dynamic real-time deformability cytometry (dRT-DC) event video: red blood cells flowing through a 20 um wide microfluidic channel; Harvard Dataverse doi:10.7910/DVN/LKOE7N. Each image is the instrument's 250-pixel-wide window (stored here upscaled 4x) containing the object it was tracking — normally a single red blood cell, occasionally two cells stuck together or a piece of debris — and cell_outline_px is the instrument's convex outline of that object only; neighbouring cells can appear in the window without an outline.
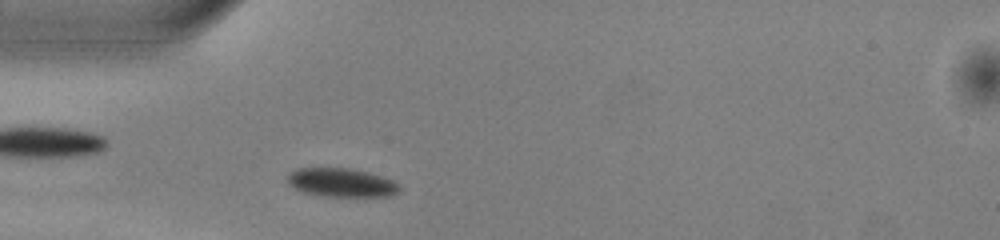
{"species": "common noctule bat (a hibernating species)", "species_latin": "Nyctalus noctula", "temperature_condition": "warm", "stored_images_in_passage": 40, "camera_frame_rate_fps": 3000, "um_per_image_px": 0.085, "animal": {"sex": "male", "body_mass_g": 13.0, "forearm_length_mm": 53.1}, "frame": {"image": 1, "passage_image": 4, "time_ms": 1.0, "image_size_px": [1000, 240], "cell_outline_px": [[400, 188], [392, 196], [324, 196], [300, 192], [288, 184], [288, 172], [296, 168], [348, 168], [368, 172], [392, 180], [400, 184]], "centroid_in_image_um": [28.98, 15.52], "position_along_channel_um": 56.0, "area_um2": 18.79}}
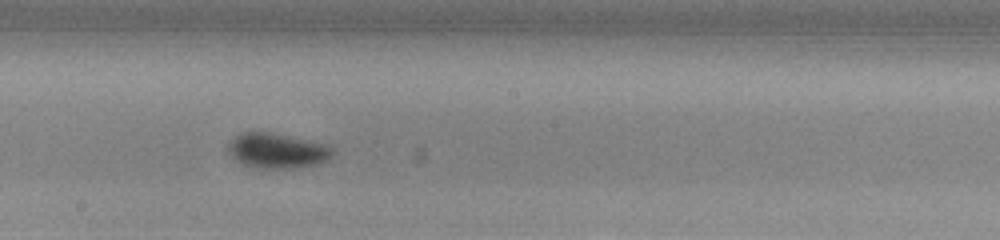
{"frame": {"image": 2, "passage_image": 17, "time_ms": 5.333, "image_size_px": [1000, 240], "cell_outline_px": [[332, 156], [328, 160], [316, 164], [292, 168], [252, 168], [240, 164], [228, 152], [228, 144], [236, 136], [244, 132], [268, 132], [328, 144], [332, 148]], "centroid_in_image_um": [23.54, 12.82], "position_along_channel_um": 224.7, "area_um2": 21.27}}
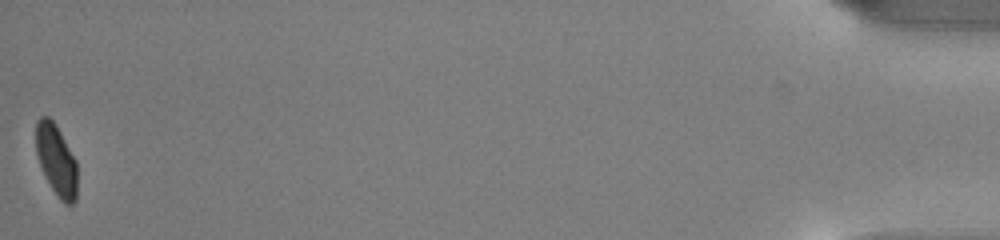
{"frame": {"image": 3, "passage_image": 40, "time_ms": 13.0, "image_size_px": [1000, 240], "cell_outline_px": [[76, 200], [72, 204], [64, 204], [60, 200], [52, 188], [40, 164], [36, 152], [36, 120], [40, 116], [48, 116], [52, 120], [60, 132], [76, 160]], "centroid_in_image_um": [4.78, 13.59], "position_along_channel_um": 430.4, "area_um2": 16.82}, "authors_computed_cell_mechanics": {"area_um2": 19.3052, "velocity_mm_per_s": 4.0205, "shape_relaxation_time_tau1_ms": 1.6526, "shape_relaxation_time_tau2_ms": null, "deformation_change_tau1": 0.0848, "deformation_change_tau2": null}}